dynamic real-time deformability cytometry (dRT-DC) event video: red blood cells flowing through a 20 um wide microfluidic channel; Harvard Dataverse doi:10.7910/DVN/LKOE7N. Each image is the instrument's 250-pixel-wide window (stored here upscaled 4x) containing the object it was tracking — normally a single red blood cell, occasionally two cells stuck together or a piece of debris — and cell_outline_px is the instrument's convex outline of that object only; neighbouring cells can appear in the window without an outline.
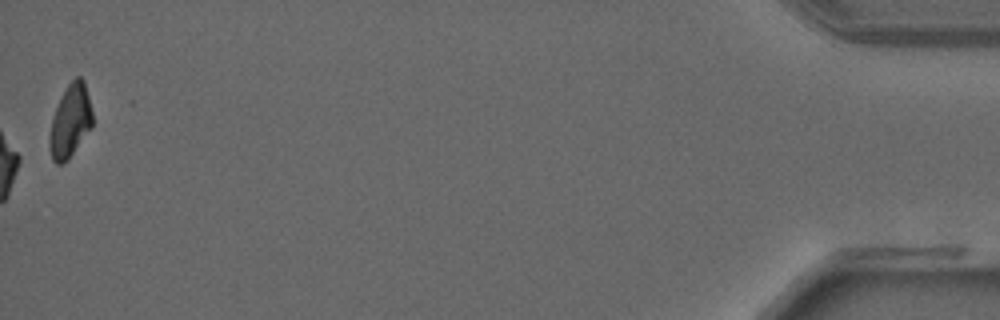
{"species": "common noctule bat (a hibernating species)", "species_latin": "Nyctalus noctula", "temperature_condition": "warm", "stored_images_in_passage": 40, "camera_frame_rate_fps": 3000, "um_per_image_px": 0.085, "animal": {"sex": "male", "forearm_length_mm": 52.5}, "frame": {"image": 1, "passage_image": 40, "time_ms": 13.0, "image_size_px": [1000, 320], "cell_outline_px": [[92, 128], [72, 152], [60, 164], [56, 164], [52, 160], [48, 144], [48, 136], [52, 120], [60, 96], [68, 84], [76, 76], [80, 76], [84, 80], [92, 112]], "centroid_in_image_um": [5.96, 10.26], "position_along_channel_um": 429.2, "area_um2": 17.98}}